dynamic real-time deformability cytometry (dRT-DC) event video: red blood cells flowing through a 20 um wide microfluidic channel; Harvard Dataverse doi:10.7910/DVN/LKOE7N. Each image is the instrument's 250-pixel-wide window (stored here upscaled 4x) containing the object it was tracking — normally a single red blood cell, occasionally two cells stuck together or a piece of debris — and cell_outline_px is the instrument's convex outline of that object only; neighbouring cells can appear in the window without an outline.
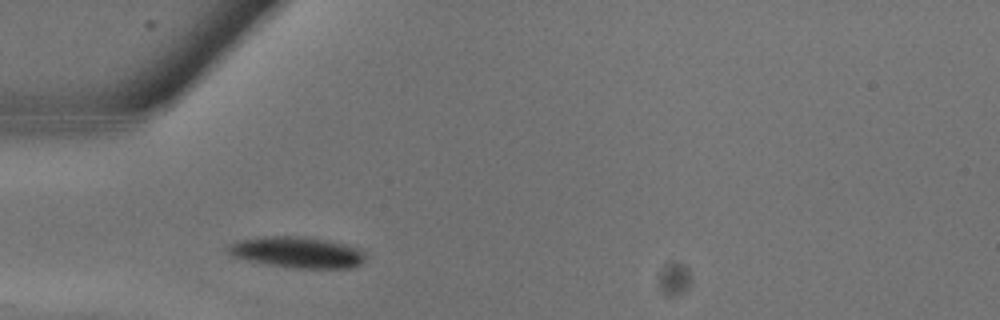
{"species": "common noctule bat (a hibernating species)", "species_latin": "Nyctalus noctula", "temperature_condition": "warm", "stored_images_in_passage": 11, "camera_frame_rate_fps": 3000, "um_per_image_px": 0.085, "animal": {"sex": "male", "body_mass_g": 13.3}, "frame": {"image": 1, "passage_image": 3, "time_ms": 0.667, "image_size_px": [1000, 320], "cell_outline_px": [[364, 260], [360, 264], [348, 268], [296, 268], [264, 264], [232, 256], [224, 252], [224, 248], [228, 244], [236, 240], [260, 236], [304, 236], [332, 240], [360, 248], [364, 252]], "centroid_in_image_um": [25.2, 21.42], "position_along_channel_um": 59.8, "area_um2": 25.49}}
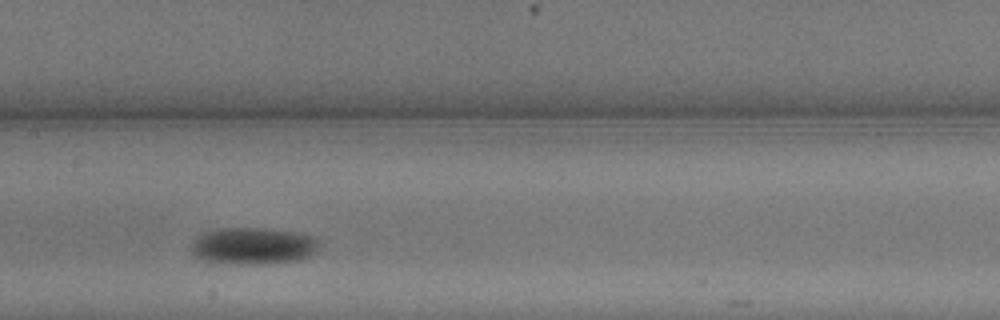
{"frame": {"image": 2, "passage_image": 8, "time_ms": 2.333, "image_size_px": [1000, 320], "cell_outline_px": [[320, 248], [312, 256], [300, 260], [260, 264], [240, 264], [204, 260], [196, 256], [192, 252], [192, 240], [196, 236], [204, 232], [216, 228], [264, 228], [292, 232], [312, 236], [320, 240]], "centroid_in_image_um": [21.55, 20.9], "position_along_channel_um": 185.8, "area_um2": 27.69}}
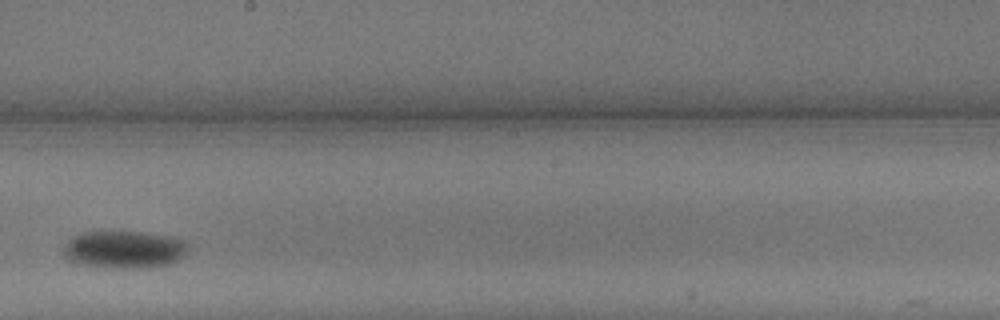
{"frame": {"image": 3, "passage_image": 10, "time_ms": 3.0, "image_size_px": [1000, 320], "cell_outline_px": [[188, 248], [184, 256], [168, 264], [148, 268], [116, 268], [80, 264], [68, 260], [64, 256], [64, 248], [76, 236], [84, 232], [140, 232], [172, 236], [184, 240], [188, 244]], "centroid_in_image_um": [10.62, 21.22], "position_along_channel_um": 237.6, "area_um2": 26.99}}